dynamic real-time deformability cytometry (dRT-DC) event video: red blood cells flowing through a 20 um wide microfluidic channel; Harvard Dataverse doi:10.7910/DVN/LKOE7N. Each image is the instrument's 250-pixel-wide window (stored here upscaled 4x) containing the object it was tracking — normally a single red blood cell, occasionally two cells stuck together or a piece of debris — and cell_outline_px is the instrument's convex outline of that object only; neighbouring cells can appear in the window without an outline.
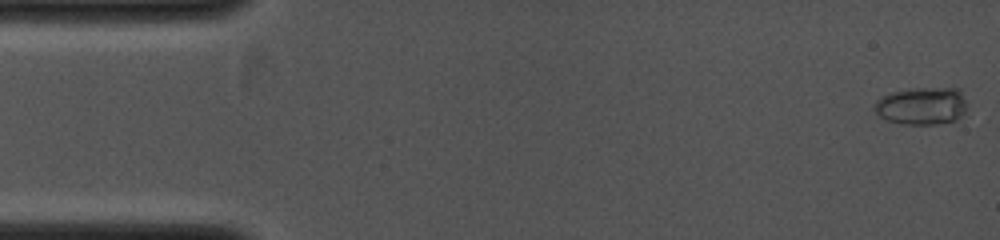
{"species": "common noctule bat (a hibernating species)", "species_latin": "Nyctalus noctula", "temperature_condition": "cold", "stored_images_in_passage": 8, "camera_frame_rate_fps": 4000, "um_per_image_px": 0.085, "animal": {"sex": "female", "body_mass_g": 19.0, "forearm_length_mm": 53.3}, "frame": {"image": 1, "passage_image": 1, "time_ms": 0.0, "image_size_px": [1000, 240], "cell_outline_px": [[964, 112], [956, 120], [936, 124], [900, 124], [888, 120], [880, 116], [872, 108], [876, 100], [892, 92], [908, 88], [960, 88], [964, 100]], "centroid_in_image_um": [78.31, 8.99], "position_along_channel_um": 6.7, "area_um2": 20.17}}
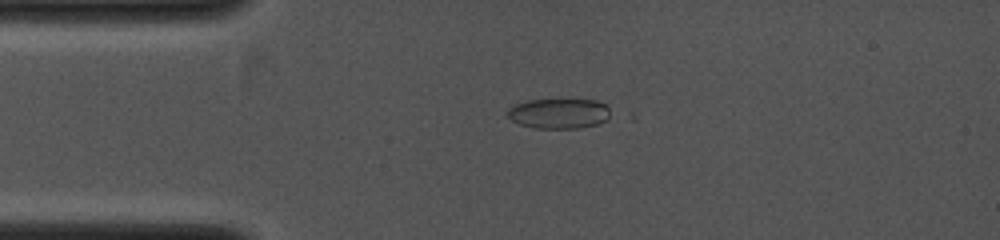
{"frame": {"image": 2, "passage_image": 6, "time_ms": 2.5, "image_size_px": [1000, 240], "cell_outline_px": [[608, 120], [596, 124], [580, 128], [536, 128], [520, 124], [512, 120], [508, 116], [508, 108], [516, 104], [528, 100], [596, 100], [604, 104], [608, 108]], "centroid_in_image_um": [47.5, 9.65], "position_along_channel_um": 37.5, "area_um2": 17.8}}